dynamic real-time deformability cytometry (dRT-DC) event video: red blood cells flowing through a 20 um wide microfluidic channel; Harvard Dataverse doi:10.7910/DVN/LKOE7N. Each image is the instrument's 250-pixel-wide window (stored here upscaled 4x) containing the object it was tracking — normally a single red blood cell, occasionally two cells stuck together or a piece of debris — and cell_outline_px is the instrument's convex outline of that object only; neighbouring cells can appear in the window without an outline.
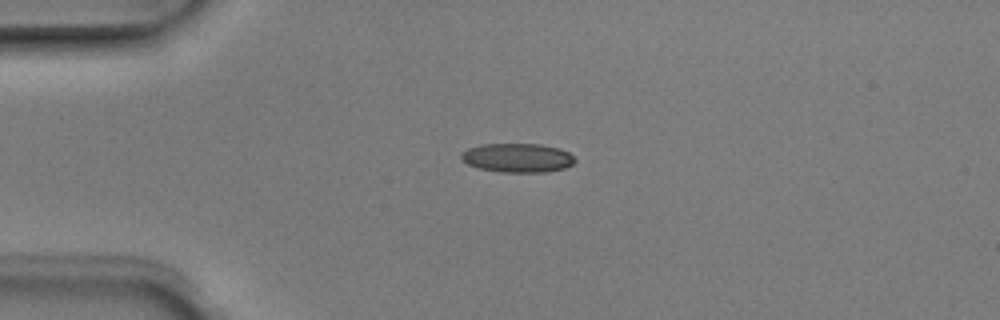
{"species": "Egyptian fruit bat (a non-hibernating species)", "species_latin": "Rousettus aegyptiacus", "temperature_condition": "room temperature", "stored_images_in_passage": 4, "camera_frame_rate_fps": 3000, "um_per_image_px": 0.085, "animal": {"sex": "male"}, "frame": {"image": 1, "passage_image": 3, "time_ms": 0.667, "image_size_px": [1000, 320], "cell_outline_px": [[576, 160], [572, 164], [564, 168], [548, 172], [500, 172], [480, 168], [468, 164], [460, 160], [460, 152], [468, 148], [480, 144], [540, 144], [560, 148], [568, 152]], "centroid_in_image_um": [43.96, 13.41], "position_along_channel_um": 41.0, "area_um2": 19.36}}